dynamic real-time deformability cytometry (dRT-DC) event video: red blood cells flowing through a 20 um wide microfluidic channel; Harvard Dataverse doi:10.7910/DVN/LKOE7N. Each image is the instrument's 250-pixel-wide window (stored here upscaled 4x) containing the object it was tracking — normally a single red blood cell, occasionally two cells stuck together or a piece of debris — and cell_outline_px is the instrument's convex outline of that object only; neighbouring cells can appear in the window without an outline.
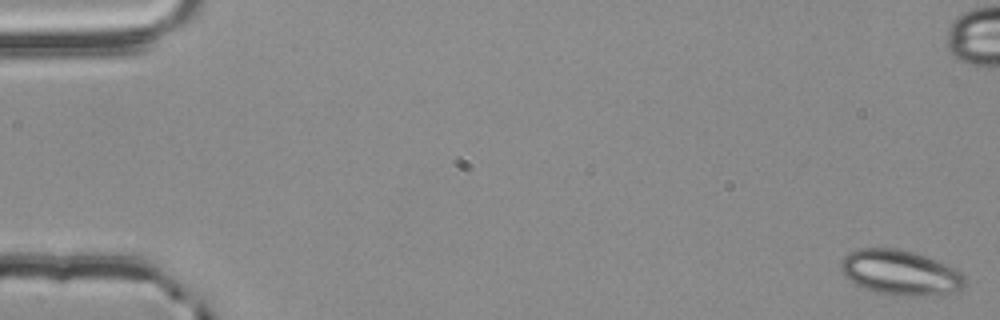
{"species": "common noctule bat (a hibernating species)", "species_latin": "Nyctalus noctula", "temperature_condition": "room temperature", "stored_images_in_passage": 56, "camera_frame_rate_fps": 3000, "um_per_image_px": 0.085, "animal": {"sex": "male", "body_mass_g": 20.4}, "frame": {"image": 1, "passage_image": 1, "time_ms": 0.0, "image_size_px": [1000, 320], "cell_outline_px": [[964, 288], [956, 292], [944, 296], [884, 296], [864, 288], [856, 284], [844, 276], [840, 272], [840, 260], [844, 256], [860, 248], [896, 248], [916, 252], [936, 260], [960, 272], [964, 276]], "centroid_in_image_um": [76.52, 23.21], "position_along_channel_um": 8.5, "area_um2": 33.23}}
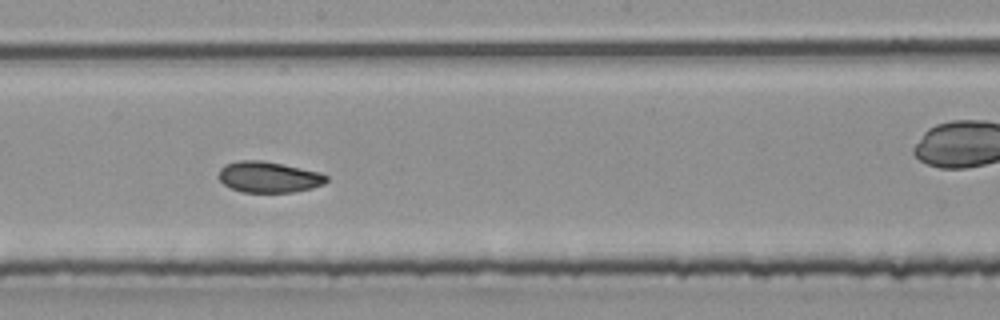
{"frame": {"image": 2, "passage_image": 31, "time_ms": 10.0, "image_size_px": [1000, 320], "cell_outline_px": [[328, 180], [324, 184], [312, 188], [292, 192], [244, 192], [232, 188], [224, 184], [220, 180], [220, 168], [224, 164], [240, 160], [260, 160], [320, 172], [328, 176]], "centroid_in_image_um": [22.86, 15.05], "position_along_channel_um": 225.3, "area_um2": 19.25}}
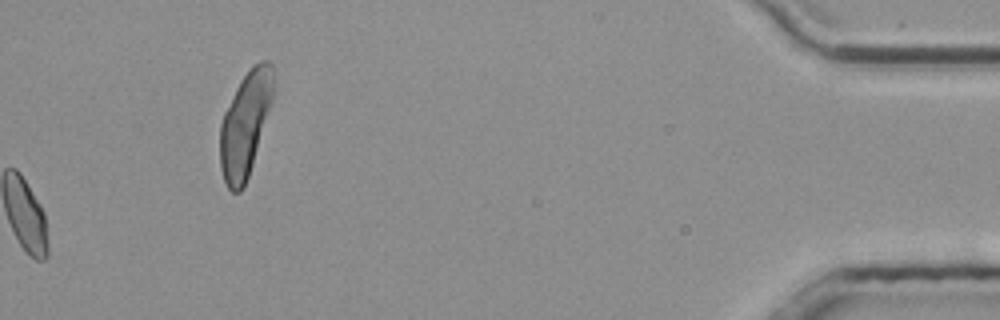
{"frame": {"image": 3, "passage_image": 56, "time_ms": 18.333, "image_size_px": [1000, 320], "cell_outline_px": [[272, 100], [252, 164], [244, 188], [240, 192], [232, 192], [228, 188], [224, 180], [220, 168], [220, 124], [224, 112], [240, 80], [260, 60], [268, 60], [272, 64]], "centroid_in_image_um": [20.81, 10.59], "position_along_channel_um": 414.4, "area_um2": 31.79}, "authors_computed_cell_mechanics": {"area_um2": 20.0277, "velocity_mm_per_s": 3.7926, "shape_relaxation_time_tau1_ms": null, "shape_relaxation_time_tau2_ms": 1.9367, "deformation_change_tau1": null, "deformation_change_tau2": 0.0572}}